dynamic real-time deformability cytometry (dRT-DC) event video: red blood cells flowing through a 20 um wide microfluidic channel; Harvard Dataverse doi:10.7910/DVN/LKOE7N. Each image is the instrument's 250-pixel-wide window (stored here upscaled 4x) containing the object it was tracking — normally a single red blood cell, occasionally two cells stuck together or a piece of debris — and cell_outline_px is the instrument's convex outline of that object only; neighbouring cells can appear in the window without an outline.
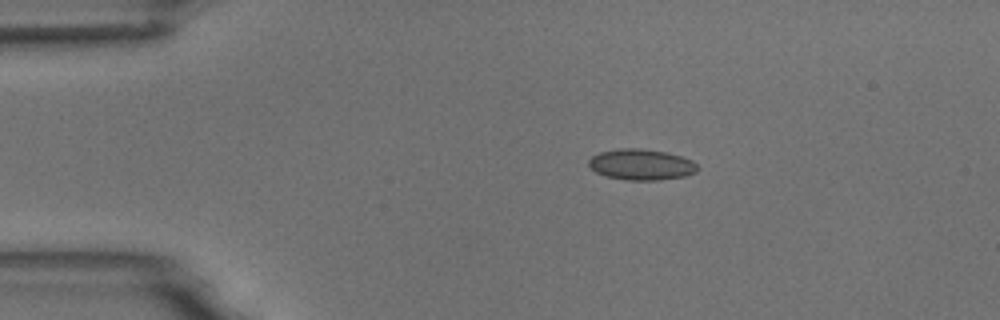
{"species": "common noctule bat (a hibernating species)", "species_latin": "Nyctalus noctula", "temperature_condition": "room temperature", "stored_images_in_passage": 6, "camera_frame_rate_fps": 3000, "um_per_image_px": 0.085, "animal": {"sex": "male", "body_mass_g": 18.8}, "frame": {"image": 1, "passage_image": 1, "time_ms": 0.0, "image_size_px": [1000, 320], "cell_outline_px": [[700, 168], [696, 172], [684, 176], [656, 180], [628, 180], [604, 176], [596, 172], [588, 164], [588, 160], [592, 156], [600, 152], [616, 148], [640, 148], [664, 152], [680, 156], [692, 160]], "centroid_in_image_um": [54.49, 13.98], "position_along_channel_um": 30.5, "area_um2": 19.59}}
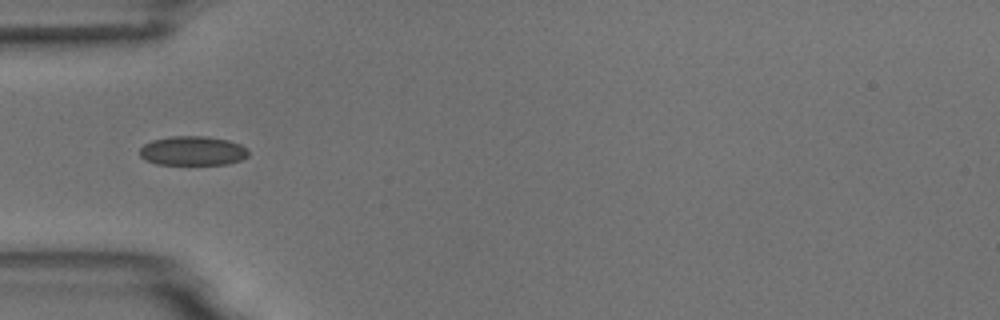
{"frame": {"image": 2, "passage_image": 3, "time_ms": 2.333, "image_size_px": [1000, 320], "cell_outline_px": [[248, 156], [240, 160], [228, 164], [156, 164], [144, 160], [140, 156], [140, 148], [144, 144], [152, 140], [172, 136], [204, 136], [228, 140], [240, 144], [248, 148]], "centroid_in_image_um": [16.37, 12.82], "position_along_channel_um": 68.6, "area_um2": 18.61}}